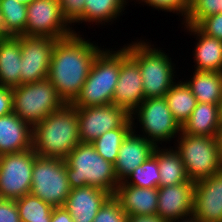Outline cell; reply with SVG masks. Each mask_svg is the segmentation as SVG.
Masks as SVG:
<instances>
[{
    "label": "cell",
    "mask_w": 222,
    "mask_h": 222,
    "mask_svg": "<svg viewBox=\"0 0 222 222\" xmlns=\"http://www.w3.org/2000/svg\"><path fill=\"white\" fill-rule=\"evenodd\" d=\"M78 33L56 40L47 76L66 103L80 93L94 59L102 50Z\"/></svg>",
    "instance_id": "cell-1"
},
{
    "label": "cell",
    "mask_w": 222,
    "mask_h": 222,
    "mask_svg": "<svg viewBox=\"0 0 222 222\" xmlns=\"http://www.w3.org/2000/svg\"><path fill=\"white\" fill-rule=\"evenodd\" d=\"M80 142L77 108L70 103L33 126L32 148L40 157L65 159Z\"/></svg>",
    "instance_id": "cell-2"
},
{
    "label": "cell",
    "mask_w": 222,
    "mask_h": 222,
    "mask_svg": "<svg viewBox=\"0 0 222 222\" xmlns=\"http://www.w3.org/2000/svg\"><path fill=\"white\" fill-rule=\"evenodd\" d=\"M127 55L128 49L125 46L116 51L102 48L92 63L80 93L70 104L76 108L111 104L120 63Z\"/></svg>",
    "instance_id": "cell-3"
},
{
    "label": "cell",
    "mask_w": 222,
    "mask_h": 222,
    "mask_svg": "<svg viewBox=\"0 0 222 222\" xmlns=\"http://www.w3.org/2000/svg\"><path fill=\"white\" fill-rule=\"evenodd\" d=\"M71 189L92 186L114 196L119 181L114 164L100 156L92 143L80 142L65 158Z\"/></svg>",
    "instance_id": "cell-4"
},
{
    "label": "cell",
    "mask_w": 222,
    "mask_h": 222,
    "mask_svg": "<svg viewBox=\"0 0 222 222\" xmlns=\"http://www.w3.org/2000/svg\"><path fill=\"white\" fill-rule=\"evenodd\" d=\"M128 54L138 63L145 99L163 97L175 83V63L171 57L155 48L151 42L132 41L124 45Z\"/></svg>",
    "instance_id": "cell-5"
},
{
    "label": "cell",
    "mask_w": 222,
    "mask_h": 222,
    "mask_svg": "<svg viewBox=\"0 0 222 222\" xmlns=\"http://www.w3.org/2000/svg\"><path fill=\"white\" fill-rule=\"evenodd\" d=\"M175 150L183 161L190 181L194 183L209 178L222 169V154L216 137L187 135L178 136Z\"/></svg>",
    "instance_id": "cell-6"
},
{
    "label": "cell",
    "mask_w": 222,
    "mask_h": 222,
    "mask_svg": "<svg viewBox=\"0 0 222 222\" xmlns=\"http://www.w3.org/2000/svg\"><path fill=\"white\" fill-rule=\"evenodd\" d=\"M12 89L13 112L32 127L66 104L48 78Z\"/></svg>",
    "instance_id": "cell-7"
},
{
    "label": "cell",
    "mask_w": 222,
    "mask_h": 222,
    "mask_svg": "<svg viewBox=\"0 0 222 222\" xmlns=\"http://www.w3.org/2000/svg\"><path fill=\"white\" fill-rule=\"evenodd\" d=\"M70 192L65 159L37 155L30 193L53 207H63Z\"/></svg>",
    "instance_id": "cell-8"
},
{
    "label": "cell",
    "mask_w": 222,
    "mask_h": 222,
    "mask_svg": "<svg viewBox=\"0 0 222 222\" xmlns=\"http://www.w3.org/2000/svg\"><path fill=\"white\" fill-rule=\"evenodd\" d=\"M130 116L133 126L136 124L135 118L137 124H141L139 126L143 134L138 135L145 137L155 146L163 142L168 143L181 133V126L174 119L164 96L144 99Z\"/></svg>",
    "instance_id": "cell-9"
},
{
    "label": "cell",
    "mask_w": 222,
    "mask_h": 222,
    "mask_svg": "<svg viewBox=\"0 0 222 222\" xmlns=\"http://www.w3.org/2000/svg\"><path fill=\"white\" fill-rule=\"evenodd\" d=\"M36 156L33 148L0 155V197L16 200L30 194Z\"/></svg>",
    "instance_id": "cell-10"
},
{
    "label": "cell",
    "mask_w": 222,
    "mask_h": 222,
    "mask_svg": "<svg viewBox=\"0 0 222 222\" xmlns=\"http://www.w3.org/2000/svg\"><path fill=\"white\" fill-rule=\"evenodd\" d=\"M79 136L92 143L105 132L116 128H133L130 114L114 104L77 108Z\"/></svg>",
    "instance_id": "cell-11"
},
{
    "label": "cell",
    "mask_w": 222,
    "mask_h": 222,
    "mask_svg": "<svg viewBox=\"0 0 222 222\" xmlns=\"http://www.w3.org/2000/svg\"><path fill=\"white\" fill-rule=\"evenodd\" d=\"M25 36L63 39L76 33L64 18L58 0H34L27 6Z\"/></svg>",
    "instance_id": "cell-12"
},
{
    "label": "cell",
    "mask_w": 222,
    "mask_h": 222,
    "mask_svg": "<svg viewBox=\"0 0 222 222\" xmlns=\"http://www.w3.org/2000/svg\"><path fill=\"white\" fill-rule=\"evenodd\" d=\"M56 40L51 37L21 36V84L47 78Z\"/></svg>",
    "instance_id": "cell-13"
},
{
    "label": "cell",
    "mask_w": 222,
    "mask_h": 222,
    "mask_svg": "<svg viewBox=\"0 0 222 222\" xmlns=\"http://www.w3.org/2000/svg\"><path fill=\"white\" fill-rule=\"evenodd\" d=\"M193 215L200 222H222V169L195 182Z\"/></svg>",
    "instance_id": "cell-14"
},
{
    "label": "cell",
    "mask_w": 222,
    "mask_h": 222,
    "mask_svg": "<svg viewBox=\"0 0 222 222\" xmlns=\"http://www.w3.org/2000/svg\"><path fill=\"white\" fill-rule=\"evenodd\" d=\"M145 99L138 63L128 54L120 63L112 104L131 114Z\"/></svg>",
    "instance_id": "cell-15"
},
{
    "label": "cell",
    "mask_w": 222,
    "mask_h": 222,
    "mask_svg": "<svg viewBox=\"0 0 222 222\" xmlns=\"http://www.w3.org/2000/svg\"><path fill=\"white\" fill-rule=\"evenodd\" d=\"M195 183L158 187L157 213L166 222L193 215Z\"/></svg>",
    "instance_id": "cell-16"
},
{
    "label": "cell",
    "mask_w": 222,
    "mask_h": 222,
    "mask_svg": "<svg viewBox=\"0 0 222 222\" xmlns=\"http://www.w3.org/2000/svg\"><path fill=\"white\" fill-rule=\"evenodd\" d=\"M136 125L120 145L118 156L114 164L115 175L123 182L133 171L141 166L155 150V145L136 132Z\"/></svg>",
    "instance_id": "cell-17"
},
{
    "label": "cell",
    "mask_w": 222,
    "mask_h": 222,
    "mask_svg": "<svg viewBox=\"0 0 222 222\" xmlns=\"http://www.w3.org/2000/svg\"><path fill=\"white\" fill-rule=\"evenodd\" d=\"M111 196L109 192L86 185L71 189L63 207L70 213L73 222H93L99 209Z\"/></svg>",
    "instance_id": "cell-18"
},
{
    "label": "cell",
    "mask_w": 222,
    "mask_h": 222,
    "mask_svg": "<svg viewBox=\"0 0 222 222\" xmlns=\"http://www.w3.org/2000/svg\"><path fill=\"white\" fill-rule=\"evenodd\" d=\"M114 197L127 216L156 215L158 188H140L120 182Z\"/></svg>",
    "instance_id": "cell-19"
},
{
    "label": "cell",
    "mask_w": 222,
    "mask_h": 222,
    "mask_svg": "<svg viewBox=\"0 0 222 222\" xmlns=\"http://www.w3.org/2000/svg\"><path fill=\"white\" fill-rule=\"evenodd\" d=\"M33 127L14 112L0 117V155L32 148Z\"/></svg>",
    "instance_id": "cell-20"
},
{
    "label": "cell",
    "mask_w": 222,
    "mask_h": 222,
    "mask_svg": "<svg viewBox=\"0 0 222 222\" xmlns=\"http://www.w3.org/2000/svg\"><path fill=\"white\" fill-rule=\"evenodd\" d=\"M198 42L193 51L196 71L222 72V41L204 34L196 25H184Z\"/></svg>",
    "instance_id": "cell-21"
},
{
    "label": "cell",
    "mask_w": 222,
    "mask_h": 222,
    "mask_svg": "<svg viewBox=\"0 0 222 222\" xmlns=\"http://www.w3.org/2000/svg\"><path fill=\"white\" fill-rule=\"evenodd\" d=\"M21 36L0 40V87L21 85Z\"/></svg>",
    "instance_id": "cell-22"
},
{
    "label": "cell",
    "mask_w": 222,
    "mask_h": 222,
    "mask_svg": "<svg viewBox=\"0 0 222 222\" xmlns=\"http://www.w3.org/2000/svg\"><path fill=\"white\" fill-rule=\"evenodd\" d=\"M218 104L198 102L188 120L181 127L187 135L216 137L220 124Z\"/></svg>",
    "instance_id": "cell-23"
},
{
    "label": "cell",
    "mask_w": 222,
    "mask_h": 222,
    "mask_svg": "<svg viewBox=\"0 0 222 222\" xmlns=\"http://www.w3.org/2000/svg\"><path fill=\"white\" fill-rule=\"evenodd\" d=\"M185 83L197 102L220 104L222 98V72L194 71Z\"/></svg>",
    "instance_id": "cell-24"
},
{
    "label": "cell",
    "mask_w": 222,
    "mask_h": 222,
    "mask_svg": "<svg viewBox=\"0 0 222 222\" xmlns=\"http://www.w3.org/2000/svg\"><path fill=\"white\" fill-rule=\"evenodd\" d=\"M163 148L157 146V161L160 173L159 187L189 182L190 180L179 153L173 146L166 148L165 145Z\"/></svg>",
    "instance_id": "cell-25"
},
{
    "label": "cell",
    "mask_w": 222,
    "mask_h": 222,
    "mask_svg": "<svg viewBox=\"0 0 222 222\" xmlns=\"http://www.w3.org/2000/svg\"><path fill=\"white\" fill-rule=\"evenodd\" d=\"M84 13L75 22H93L104 26L106 23L113 22L124 12L127 0H85ZM103 24V25H102Z\"/></svg>",
    "instance_id": "cell-26"
},
{
    "label": "cell",
    "mask_w": 222,
    "mask_h": 222,
    "mask_svg": "<svg viewBox=\"0 0 222 222\" xmlns=\"http://www.w3.org/2000/svg\"><path fill=\"white\" fill-rule=\"evenodd\" d=\"M179 80L172 85L164 97L174 119L182 127L198 102L187 84L181 79Z\"/></svg>",
    "instance_id": "cell-27"
},
{
    "label": "cell",
    "mask_w": 222,
    "mask_h": 222,
    "mask_svg": "<svg viewBox=\"0 0 222 222\" xmlns=\"http://www.w3.org/2000/svg\"><path fill=\"white\" fill-rule=\"evenodd\" d=\"M0 11L7 36H24L27 6L16 0H0Z\"/></svg>",
    "instance_id": "cell-28"
},
{
    "label": "cell",
    "mask_w": 222,
    "mask_h": 222,
    "mask_svg": "<svg viewBox=\"0 0 222 222\" xmlns=\"http://www.w3.org/2000/svg\"><path fill=\"white\" fill-rule=\"evenodd\" d=\"M21 222H50L53 206L27 194L15 200Z\"/></svg>",
    "instance_id": "cell-29"
},
{
    "label": "cell",
    "mask_w": 222,
    "mask_h": 222,
    "mask_svg": "<svg viewBox=\"0 0 222 222\" xmlns=\"http://www.w3.org/2000/svg\"><path fill=\"white\" fill-rule=\"evenodd\" d=\"M160 182L159 165L157 161V146L141 166H138L124 181V184L140 188H158Z\"/></svg>",
    "instance_id": "cell-30"
},
{
    "label": "cell",
    "mask_w": 222,
    "mask_h": 222,
    "mask_svg": "<svg viewBox=\"0 0 222 222\" xmlns=\"http://www.w3.org/2000/svg\"><path fill=\"white\" fill-rule=\"evenodd\" d=\"M133 128H116L102 134L92 142L97 153L106 161L115 164L120 145Z\"/></svg>",
    "instance_id": "cell-31"
},
{
    "label": "cell",
    "mask_w": 222,
    "mask_h": 222,
    "mask_svg": "<svg viewBox=\"0 0 222 222\" xmlns=\"http://www.w3.org/2000/svg\"><path fill=\"white\" fill-rule=\"evenodd\" d=\"M222 13V0H191L183 25H197L203 18Z\"/></svg>",
    "instance_id": "cell-32"
},
{
    "label": "cell",
    "mask_w": 222,
    "mask_h": 222,
    "mask_svg": "<svg viewBox=\"0 0 222 222\" xmlns=\"http://www.w3.org/2000/svg\"><path fill=\"white\" fill-rule=\"evenodd\" d=\"M127 217L119 201L111 196L99 209L93 222H127Z\"/></svg>",
    "instance_id": "cell-33"
},
{
    "label": "cell",
    "mask_w": 222,
    "mask_h": 222,
    "mask_svg": "<svg viewBox=\"0 0 222 222\" xmlns=\"http://www.w3.org/2000/svg\"><path fill=\"white\" fill-rule=\"evenodd\" d=\"M137 2H139V4L142 3V5L144 3L148 5V7L155 8L158 11L162 10L177 15L180 14L183 17L182 22H184L191 6V0H138Z\"/></svg>",
    "instance_id": "cell-34"
},
{
    "label": "cell",
    "mask_w": 222,
    "mask_h": 222,
    "mask_svg": "<svg viewBox=\"0 0 222 222\" xmlns=\"http://www.w3.org/2000/svg\"><path fill=\"white\" fill-rule=\"evenodd\" d=\"M204 34L222 41V13L203 18L196 25Z\"/></svg>",
    "instance_id": "cell-35"
},
{
    "label": "cell",
    "mask_w": 222,
    "mask_h": 222,
    "mask_svg": "<svg viewBox=\"0 0 222 222\" xmlns=\"http://www.w3.org/2000/svg\"><path fill=\"white\" fill-rule=\"evenodd\" d=\"M62 14L73 25L84 13L85 0H58Z\"/></svg>",
    "instance_id": "cell-36"
},
{
    "label": "cell",
    "mask_w": 222,
    "mask_h": 222,
    "mask_svg": "<svg viewBox=\"0 0 222 222\" xmlns=\"http://www.w3.org/2000/svg\"><path fill=\"white\" fill-rule=\"evenodd\" d=\"M0 222H21L15 200L0 197Z\"/></svg>",
    "instance_id": "cell-37"
},
{
    "label": "cell",
    "mask_w": 222,
    "mask_h": 222,
    "mask_svg": "<svg viewBox=\"0 0 222 222\" xmlns=\"http://www.w3.org/2000/svg\"><path fill=\"white\" fill-rule=\"evenodd\" d=\"M13 112V89L0 87V117Z\"/></svg>",
    "instance_id": "cell-38"
},
{
    "label": "cell",
    "mask_w": 222,
    "mask_h": 222,
    "mask_svg": "<svg viewBox=\"0 0 222 222\" xmlns=\"http://www.w3.org/2000/svg\"><path fill=\"white\" fill-rule=\"evenodd\" d=\"M50 222H73V218L64 207H54Z\"/></svg>",
    "instance_id": "cell-39"
},
{
    "label": "cell",
    "mask_w": 222,
    "mask_h": 222,
    "mask_svg": "<svg viewBox=\"0 0 222 222\" xmlns=\"http://www.w3.org/2000/svg\"><path fill=\"white\" fill-rule=\"evenodd\" d=\"M127 222H166L159 215L128 216Z\"/></svg>",
    "instance_id": "cell-40"
},
{
    "label": "cell",
    "mask_w": 222,
    "mask_h": 222,
    "mask_svg": "<svg viewBox=\"0 0 222 222\" xmlns=\"http://www.w3.org/2000/svg\"><path fill=\"white\" fill-rule=\"evenodd\" d=\"M216 140L220 148V152L222 154V119L220 120L219 128L216 135Z\"/></svg>",
    "instance_id": "cell-41"
},
{
    "label": "cell",
    "mask_w": 222,
    "mask_h": 222,
    "mask_svg": "<svg viewBox=\"0 0 222 222\" xmlns=\"http://www.w3.org/2000/svg\"><path fill=\"white\" fill-rule=\"evenodd\" d=\"M171 222H200L196 216L194 215H190L188 217H185V218H181V219H178V220H175V221H171Z\"/></svg>",
    "instance_id": "cell-42"
},
{
    "label": "cell",
    "mask_w": 222,
    "mask_h": 222,
    "mask_svg": "<svg viewBox=\"0 0 222 222\" xmlns=\"http://www.w3.org/2000/svg\"><path fill=\"white\" fill-rule=\"evenodd\" d=\"M6 37H7V35H6L5 29H4L3 18H2L1 11H0V40L3 38H6Z\"/></svg>",
    "instance_id": "cell-43"
},
{
    "label": "cell",
    "mask_w": 222,
    "mask_h": 222,
    "mask_svg": "<svg viewBox=\"0 0 222 222\" xmlns=\"http://www.w3.org/2000/svg\"><path fill=\"white\" fill-rule=\"evenodd\" d=\"M17 2L24 4L26 6H28L29 4H31L34 0H16Z\"/></svg>",
    "instance_id": "cell-44"
},
{
    "label": "cell",
    "mask_w": 222,
    "mask_h": 222,
    "mask_svg": "<svg viewBox=\"0 0 222 222\" xmlns=\"http://www.w3.org/2000/svg\"><path fill=\"white\" fill-rule=\"evenodd\" d=\"M219 110H220V118L222 119V98H221V102L219 104Z\"/></svg>",
    "instance_id": "cell-45"
}]
</instances>
